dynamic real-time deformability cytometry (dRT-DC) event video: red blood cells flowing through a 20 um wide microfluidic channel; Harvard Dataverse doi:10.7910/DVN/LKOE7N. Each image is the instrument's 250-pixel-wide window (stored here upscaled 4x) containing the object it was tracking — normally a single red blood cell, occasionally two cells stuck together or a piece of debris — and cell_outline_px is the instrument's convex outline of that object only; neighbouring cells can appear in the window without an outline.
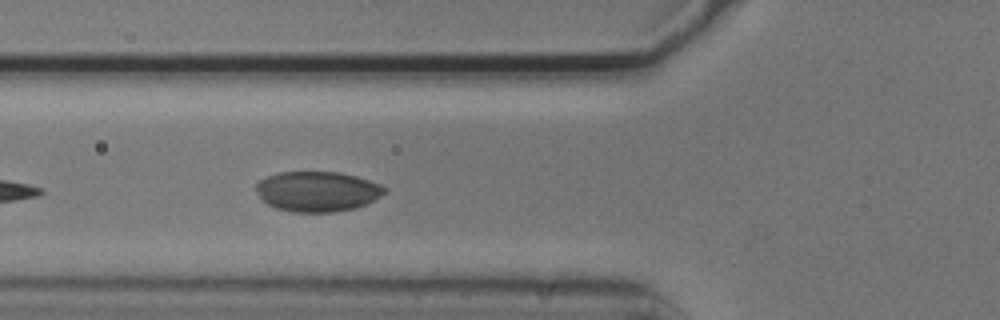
{"species": "common noctule bat (a hibernating species)", "species_latin": "Nyctalus noctula", "temperature_condition": "cold", "stored_images_in_passage": 5, "camera_frame_rate_fps": 3000, "um_per_image_px": 0.085, "animal": {"sex": "male", "body_mass_g": 20.5, "forearm_length_mm": 52.5}, "frame": {"image": 1, "passage_image": 5, "time_ms": 1.333, "image_size_px": [1000, 320], "cell_outline_px": [[388, 192], [356, 208], [332, 212], [292, 212], [276, 208], [268, 204], [256, 192], [256, 184], [260, 180], [268, 176], [280, 172], [340, 172], [356, 176], [380, 184], [388, 188]], "centroid_in_image_um": [26.99, 16.27], "position_along_channel_um": 98.8, "area_um2": 30.0}}